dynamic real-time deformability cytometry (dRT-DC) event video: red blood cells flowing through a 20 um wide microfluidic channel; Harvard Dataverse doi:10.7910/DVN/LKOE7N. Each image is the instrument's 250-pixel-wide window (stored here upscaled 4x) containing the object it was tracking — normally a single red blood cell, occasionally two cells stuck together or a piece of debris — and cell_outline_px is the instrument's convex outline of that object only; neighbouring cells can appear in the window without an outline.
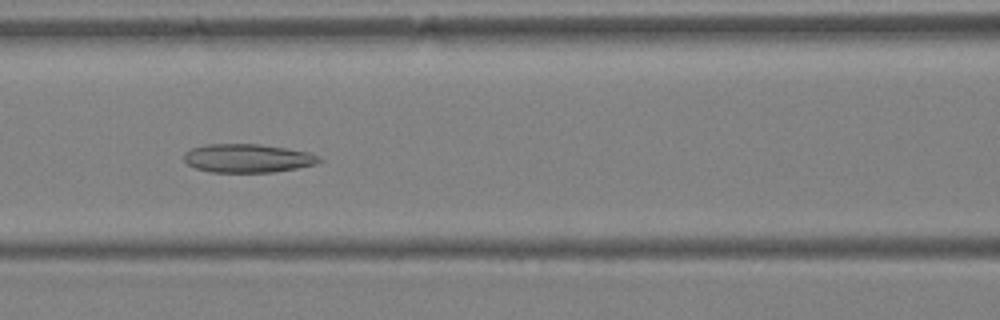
{"species": "Egyptian fruit bat (a non-hibernating species)", "species_latin": "Rousettus aegyptiacus", "temperature_condition": "warm", "stored_images_in_passage": 28, "camera_frame_rate_fps": 3000, "um_per_image_px": 0.085, "animal": {"sex": "female"}, "frame": {"image": 1, "passage_image": 6, "time_ms": 1.667, "image_size_px": [1000, 320], "cell_outline_px": [[320, 160], [316, 164], [296, 168], [272, 172], [212, 172], [196, 168], [188, 164], [184, 160], [184, 152], [192, 148], [204, 144], [256, 144], [288, 148], [308, 152], [320, 156]], "centroid_in_image_um": [21.03, 13.44], "position_along_channel_um": 145.6, "area_um2": 22.43}}
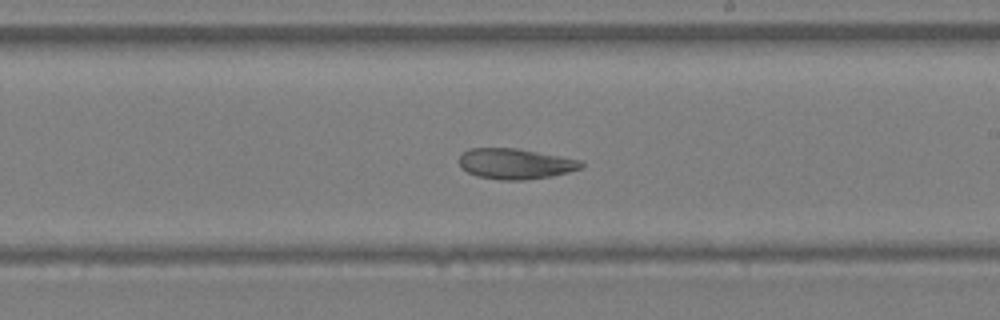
{"frame": {"image": 2, "passage_image": 12, "time_ms": 3.667, "image_size_px": [1000, 320], "cell_outline_px": [[584, 168], [552, 176], [524, 180], [500, 180], [476, 176], [460, 168], [460, 156], [468, 148], [516, 148], [580, 160], [584, 164]], "centroid_in_image_um": [43.8, 13.93], "position_along_channel_um": 245.2, "area_um2": 21.73}}
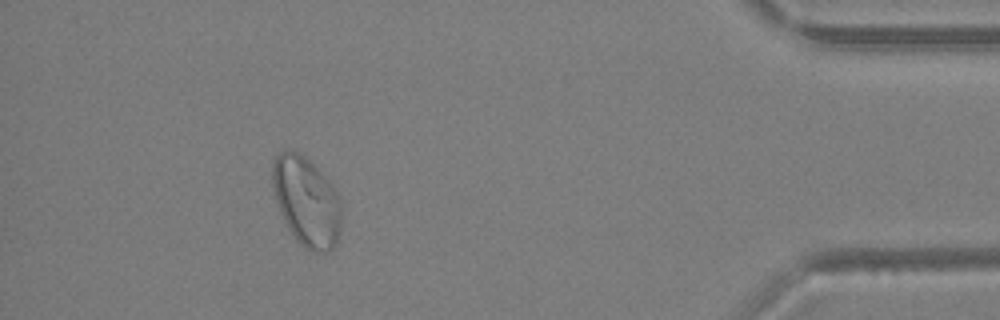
{"frame": {"image": 3, "passage_image": 25, "time_ms": 8.0, "image_size_px": [1000, 320], "cell_outline_px": [[340, 232], [332, 248], [328, 252], [312, 252], [304, 248], [296, 240], [288, 228], [276, 204], [272, 184], [272, 164], [276, 156], [284, 148], [288, 148], [300, 152], [328, 180], [340, 196]], "centroid_in_image_um": [26.02, 17.11], "position_along_channel_um": 409.2, "area_um2": 36.07}, "authors_computed_cell_mechanics": {"area_um2": 23.987, "velocity_mm_per_s": 4.9969, "shape_relaxation_time_tau1_ms": null, "shape_relaxation_time_tau2_ms": 1.3662, "deformation_change_tau1": null, "deformation_change_tau2": 0.0647}}